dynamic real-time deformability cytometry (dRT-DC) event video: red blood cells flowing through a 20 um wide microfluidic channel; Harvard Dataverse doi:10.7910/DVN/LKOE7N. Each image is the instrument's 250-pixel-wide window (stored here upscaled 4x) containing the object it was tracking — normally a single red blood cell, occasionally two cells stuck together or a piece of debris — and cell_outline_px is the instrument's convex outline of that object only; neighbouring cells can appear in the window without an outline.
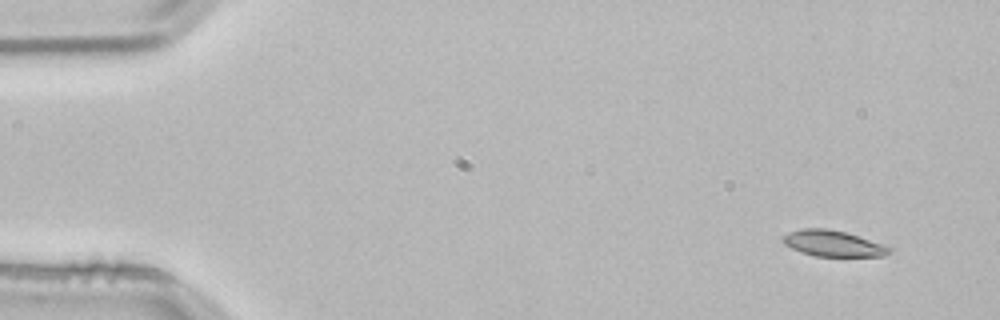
{"species": "common noctule bat (a hibernating species)", "species_latin": "Nyctalus noctula", "temperature_condition": "room temperature", "stored_images_in_passage": 3, "camera_frame_rate_fps": 3000, "um_per_image_px": 0.085, "animal": {"sex": "male", "body_mass_g": 21.5, "forearm_length_mm": 52.0}, "frame": {"image": 1, "passage_image": 1, "time_ms": 0.0, "image_size_px": [1000, 320], "cell_outline_px": [[892, 252], [884, 256], [816, 256], [800, 252], [784, 244], [780, 240], [788, 232], [804, 228], [828, 228], [844, 232], [892, 248]], "centroid_in_image_um": [70.76, 20.7], "position_along_channel_um": 14.2, "area_um2": 15.9}}